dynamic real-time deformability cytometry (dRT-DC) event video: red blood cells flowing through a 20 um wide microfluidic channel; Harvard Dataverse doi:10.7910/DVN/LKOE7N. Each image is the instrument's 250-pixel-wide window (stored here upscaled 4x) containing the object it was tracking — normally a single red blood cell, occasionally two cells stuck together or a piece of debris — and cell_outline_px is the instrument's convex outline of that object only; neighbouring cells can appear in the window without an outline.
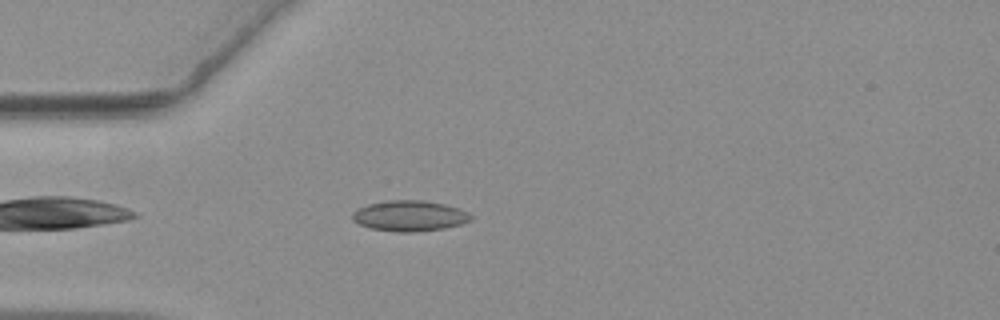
{"species": "common noctule bat (a hibernating species)", "species_latin": "Nyctalus noctula", "temperature_condition": "warm", "stored_images_in_passage": 34, "camera_frame_rate_fps": 3000, "um_per_image_px": 0.085, "animal": {"sex": "female", "body_mass_g": 19.3, "forearm_length_mm": 54.1}, "frame": {"image": 1, "passage_image": 1, "time_ms": 0.0, "image_size_px": [1000, 320], "cell_outline_px": [[472, 220], [460, 224], [444, 228], [416, 232], [396, 232], [372, 228], [360, 224], [352, 220], [352, 212], [356, 208], [368, 204], [384, 200], [424, 200], [444, 204], [460, 208], [468, 212], [472, 216]], "centroid_in_image_um": [34.8, 18.34], "position_along_channel_um": 50.2, "area_um2": 21.33}}
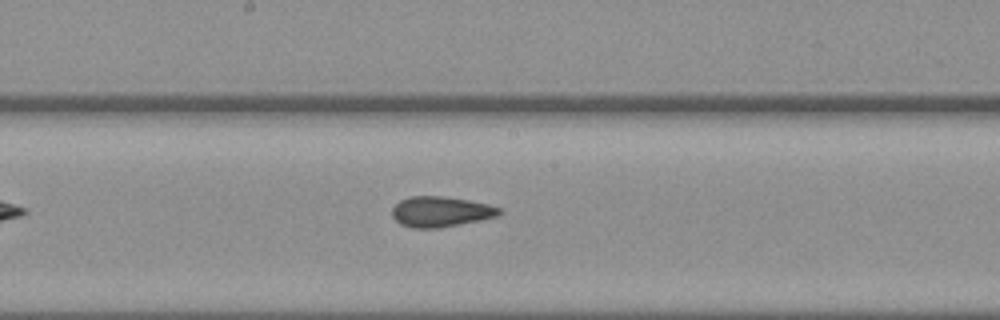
{"frame": {"image": 2, "passage_image": 15, "time_ms": 4.667, "image_size_px": [1000, 320], "cell_outline_px": [[500, 212], [496, 216], [480, 220], [440, 228], [412, 228], [400, 224], [392, 216], [392, 208], [400, 200], [408, 196], [444, 196], [468, 200], [488, 204], [500, 208]], "centroid_in_image_um": [37.41, 17.99], "position_along_channel_um": 210.8, "area_um2": 18.96}}
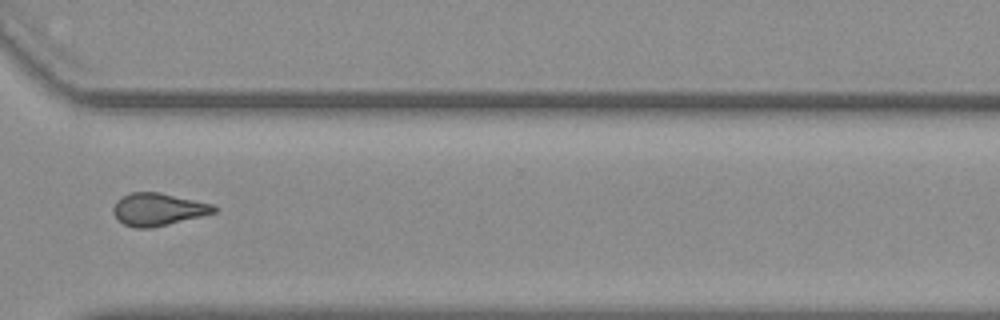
{"frame": {"image": 3, "passage_image": 27, "time_ms": 8.667, "image_size_px": [1000, 320], "cell_outline_px": [[216, 212], [168, 224], [148, 228], [136, 228], [124, 224], [116, 216], [112, 208], [116, 200], [132, 192], [160, 192], [212, 204], [216, 208]], "centroid_in_image_um": [13.42, 17.78], "position_along_channel_um": 357.2, "area_um2": 18.73}, "authors_computed_cell_mechanics": {"area_um2": 19.1607, "velocity_mm_per_s": 3.6634, "shape_relaxation_time_tau1_ms": 10.5421, "shape_relaxation_time_tau2_ms": 2.0134, "deformation_change_tau1": 0.1413, "deformation_change_tau2": 0.0826}}